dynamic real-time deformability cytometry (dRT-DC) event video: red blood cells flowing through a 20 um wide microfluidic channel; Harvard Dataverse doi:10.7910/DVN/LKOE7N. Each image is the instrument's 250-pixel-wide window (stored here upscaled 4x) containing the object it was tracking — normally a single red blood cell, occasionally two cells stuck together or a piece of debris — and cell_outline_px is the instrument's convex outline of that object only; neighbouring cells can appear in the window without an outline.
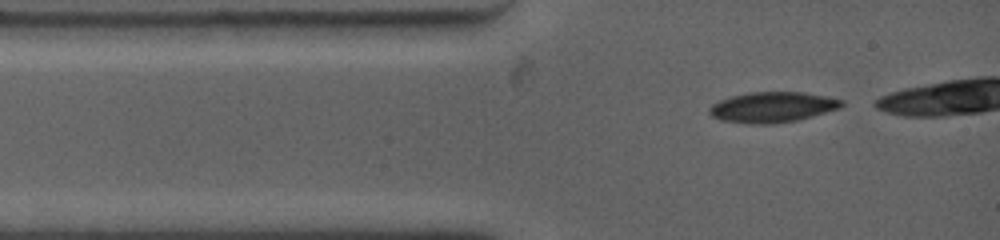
{"species": "common noctule bat (a hibernating species)", "species_latin": "Nyctalus noctula", "temperature_condition": "warm", "stored_images_in_passage": 8, "camera_frame_rate_fps": 4500, "um_per_image_px": 0.085, "animal": {"sex": "female", "body_mass_g": 19.0, "forearm_length_mm": 53.3}, "frame": {"image": 1, "passage_image": 1, "time_ms": 0.0, "image_size_px": [1000, 240], "cell_outline_px": [[844, 104], [840, 108], [800, 120], [772, 124], [752, 124], [720, 120], [712, 116], [708, 112], [708, 108], [712, 104], [720, 100], [732, 96], [748, 92], [804, 92], [844, 100]], "centroid_in_image_um": [65.66, 9.11], "position_along_channel_um": 19.3, "area_um2": 23.64}}
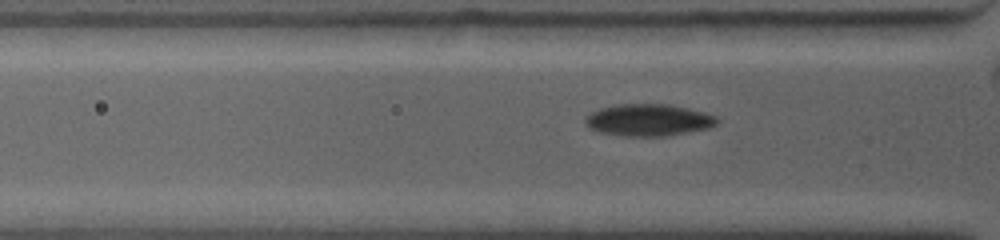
{"frame": {"image": 2, "passage_image": 6, "time_ms": 1.778, "image_size_px": [1000, 240], "cell_outline_px": [[720, 120], [716, 124], [708, 128], [664, 136], [624, 136], [600, 132], [588, 128], [584, 124], [584, 116], [600, 108], [620, 104], [668, 104], [688, 108], [704, 112], [716, 116]], "centroid_in_image_um": [55.09, 10.2], "position_along_channel_um": 70.7, "area_um2": 24.57}}